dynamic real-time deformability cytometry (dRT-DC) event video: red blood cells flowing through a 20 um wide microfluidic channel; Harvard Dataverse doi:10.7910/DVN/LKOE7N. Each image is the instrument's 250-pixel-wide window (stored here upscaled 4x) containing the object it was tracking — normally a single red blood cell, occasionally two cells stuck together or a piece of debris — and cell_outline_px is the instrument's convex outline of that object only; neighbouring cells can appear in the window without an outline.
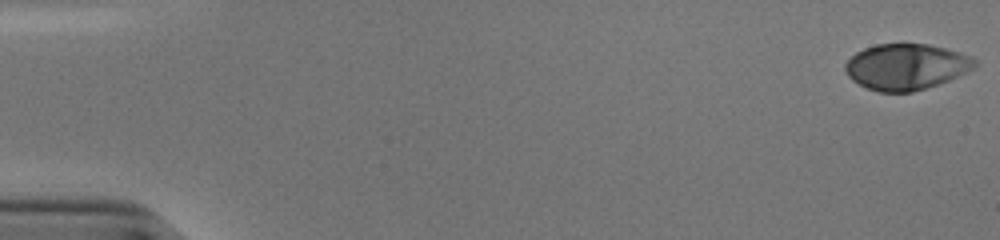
{"species": "human", "species_latin": "Homo sapiens", "temperature_condition": "cold", "stored_images_in_passage": 52, "camera_frame_rate_fps": 3000, "um_per_image_px": 0.085, "donor": {"sex": "male"}, "frame": {"image": 1, "passage_image": 1, "time_ms": 0.0, "image_size_px": [1000, 240], "cell_outline_px": [[976, 64], [972, 68], [948, 80], [912, 92], [880, 92], [868, 88], [852, 80], [848, 76], [844, 68], [844, 64], [856, 52], [864, 48], [876, 44], [928, 44], [944, 48], [972, 56], [976, 60]], "centroid_in_image_um": [76.98, 5.66], "position_along_channel_um": 8.0, "area_um2": 34.28}}
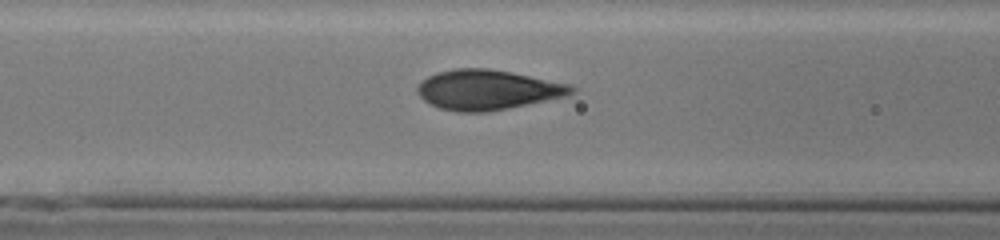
{"frame": {"image": 2, "passage_image": 23, "time_ms": 7.333, "image_size_px": [1000, 240], "cell_outline_px": [[576, 92], [568, 96], [508, 108], [484, 112], [456, 112], [440, 108], [424, 100], [416, 92], [416, 88], [428, 76], [436, 72], [456, 68], [488, 68], [568, 84], [576, 88]], "centroid_in_image_um": [41.43, 7.64], "position_along_channel_um": 125.2, "area_um2": 35.55}}
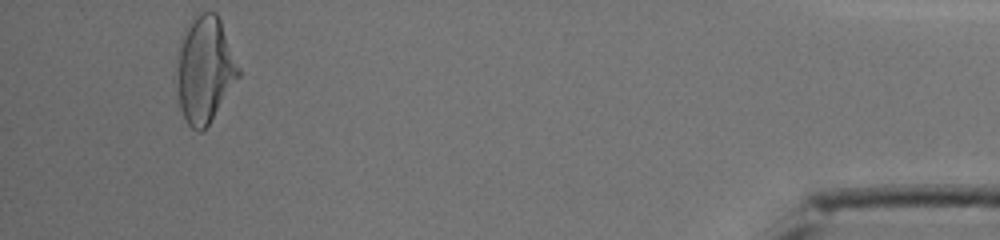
{"frame": {"image": 3, "passage_image": 51, "time_ms": 16.667, "image_size_px": [1000, 240], "cell_outline_px": [[240, 76], [208, 124], [200, 132], [196, 132], [184, 120], [180, 108], [176, 80], [176, 68], [180, 40], [184, 28], [196, 12], [216, 12], [220, 20], [240, 68]], "centroid_in_image_um": [17.38, 5.89], "position_along_channel_um": 417.8, "area_um2": 38.44}, "authors_computed_cell_mechanics": {"area_um2": 35.547, "velocity_mm_per_s": 3.8427, "shape_relaxation_time_tau1_ms": 4.295, "shape_relaxation_time_tau2_ms": null, "deformation_change_tau1": 0.2186, "deformation_change_tau2": null}}